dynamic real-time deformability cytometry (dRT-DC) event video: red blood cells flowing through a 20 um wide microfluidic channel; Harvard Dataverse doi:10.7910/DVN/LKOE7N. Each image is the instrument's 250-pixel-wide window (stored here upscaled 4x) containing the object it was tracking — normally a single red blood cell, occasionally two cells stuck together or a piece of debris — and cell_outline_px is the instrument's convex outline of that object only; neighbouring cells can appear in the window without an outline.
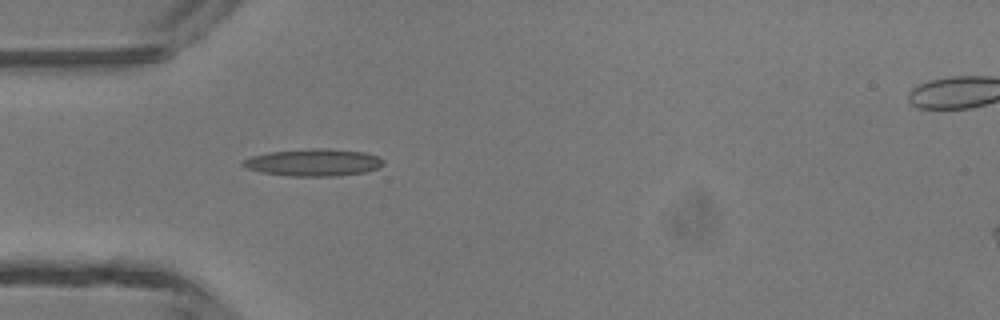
{"species": "common noctule bat (a hibernating species)", "species_latin": "Nyctalus noctula", "temperature_condition": "room temperature", "stored_images_in_passage": 33, "camera_frame_rate_fps": 3000, "um_per_image_px": 0.085, "animal": {"sex": "male", "body_mass_g": 13.3}, "frame": {"image": 1, "passage_image": 1, "time_ms": 0.0, "image_size_px": [1000, 320], "cell_outline_px": [[384, 164], [380, 168], [364, 172], [336, 176], [292, 176], [260, 172], [248, 168], [240, 164], [240, 160], [252, 156], [268, 152], [308, 148], [328, 148], [364, 152], [376, 156], [384, 160]], "centroid_in_image_um": [26.64, 13.8], "position_along_channel_um": 58.4, "area_um2": 22.43}}
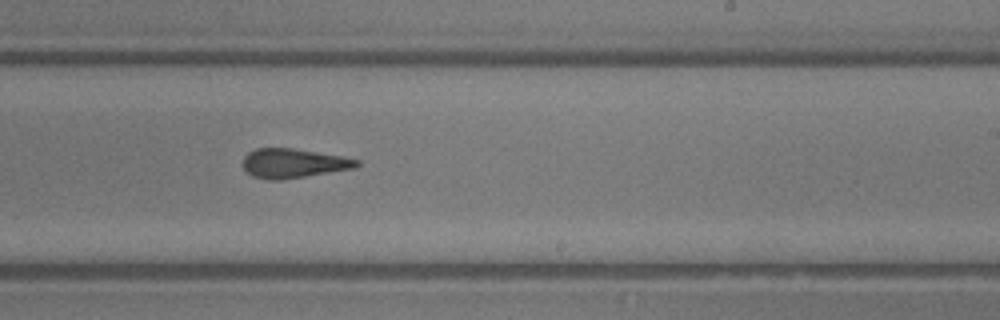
{"frame": {"image": 2, "passage_image": 15, "time_ms": 4.667, "image_size_px": [1000, 320], "cell_outline_px": [[360, 164], [356, 168], [280, 180], [268, 180], [252, 176], [244, 168], [244, 156], [248, 152], [256, 148], [292, 148], [344, 156], [360, 160]], "centroid_in_image_um": [24.97, 13.87], "position_along_channel_um": 264.0, "area_um2": 19.48}}
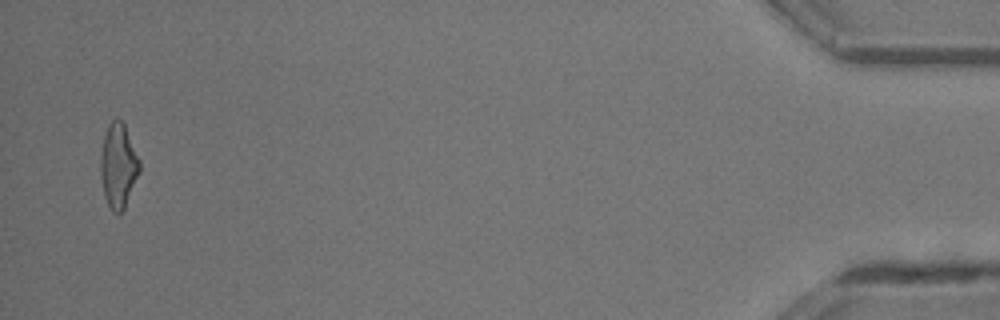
{"frame": {"image": 3, "passage_image": 32, "time_ms": 10.333, "image_size_px": [1000, 320], "cell_outline_px": [[140, 172], [124, 208], [120, 212], [112, 212], [104, 196], [100, 176], [100, 156], [104, 136], [108, 124], [116, 116], [124, 124], [140, 160]], "centroid_in_image_um": [10.05, 14.07], "position_along_channel_um": 425.2, "area_um2": 19.19}, "authors_computed_cell_mechanics": {"area_um2": 19.4786, "velocity_mm_per_s": 4.4641, "shape_relaxation_time_tau1_ms": 4.3535, "shape_relaxation_time_tau2_ms": 2.4151, "deformation_change_tau1": 0.1748, "deformation_change_tau2": 0.1318}}